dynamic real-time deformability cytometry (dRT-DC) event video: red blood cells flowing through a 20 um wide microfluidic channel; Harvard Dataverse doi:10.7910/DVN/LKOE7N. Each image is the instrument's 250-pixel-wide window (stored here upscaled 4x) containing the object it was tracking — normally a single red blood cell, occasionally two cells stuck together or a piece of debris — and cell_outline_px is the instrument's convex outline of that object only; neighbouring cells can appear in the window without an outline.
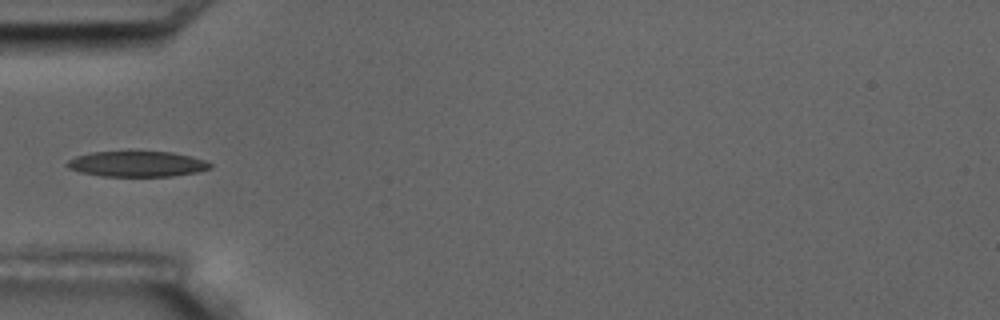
{"species": "common noctule bat (a hibernating species)", "species_latin": "Nyctalus noctula", "temperature_condition": "room temperature", "stored_images_in_passage": 16, "camera_frame_rate_fps": 3000, "um_per_image_px": 0.085, "animal": {"sex": "male", "body_mass_g": 17.5, "forearm_length_mm": 52.3}, "frame": {"image": 1, "passage_image": 5, "time_ms": 4.667, "image_size_px": [1000, 320], "cell_outline_px": [[212, 168], [196, 172], [172, 176], [100, 176], [80, 172], [68, 168], [64, 164], [68, 160], [76, 156], [92, 152], [172, 152], [192, 156], [204, 160], [212, 164]], "centroid_in_image_um": [11.64, 13.94], "position_along_channel_um": 73.4, "area_um2": 21.27}}
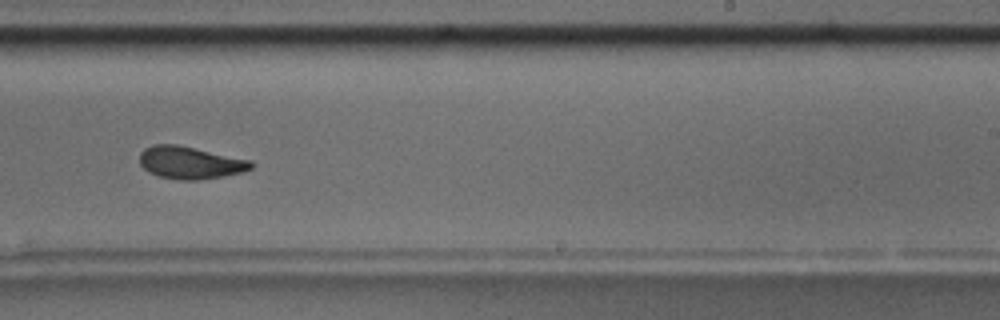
{"frame": {"image": 2, "passage_image": 10, "time_ms": 10.333, "image_size_px": [1000, 320], "cell_outline_px": [[252, 168], [240, 172], [224, 176], [200, 180], [180, 180], [156, 176], [148, 172], [140, 164], [140, 152], [144, 148], [152, 144], [176, 144], [252, 160]], "centroid_in_image_um": [16.13, 13.83], "position_along_channel_um": 272.9, "area_um2": 21.15}, "authors_computed_cell_mechanics": {"area_um2": 21.2126, "velocity_mm_per_s": 3.5341, "shape_relaxation_time_tau1_ms": 3.4045, "shape_relaxation_time_tau2_ms": 2.3566, "deformation_change_tau1": 0.1538, "deformation_change_tau2": 0.0949}}